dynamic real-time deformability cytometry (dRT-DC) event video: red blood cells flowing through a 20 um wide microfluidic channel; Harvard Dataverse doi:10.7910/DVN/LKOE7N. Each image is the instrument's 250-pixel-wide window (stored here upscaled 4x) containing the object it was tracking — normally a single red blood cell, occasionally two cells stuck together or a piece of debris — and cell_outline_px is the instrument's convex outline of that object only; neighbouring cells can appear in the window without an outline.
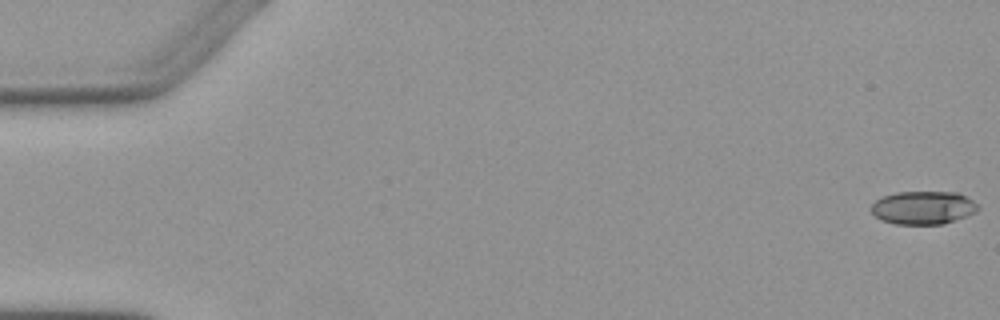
{"species": "Egyptian fruit bat (a non-hibernating species)", "species_latin": "Rousettus aegyptiacus", "temperature_condition": "warm", "stored_images_in_passage": 5, "camera_frame_rate_fps": 3000, "um_per_image_px": 0.085, "animal": {"sex": "female"}, "frame": {"image": 1, "passage_image": 1, "time_ms": 0.0, "image_size_px": [1000, 320], "cell_outline_px": [[980, 208], [976, 212], [944, 224], [896, 224], [880, 220], [868, 208], [876, 200], [884, 196], [896, 192], [956, 192], [972, 200]], "centroid_in_image_um": [78.44, 17.66], "position_along_channel_um": 6.6, "area_um2": 20.63}}
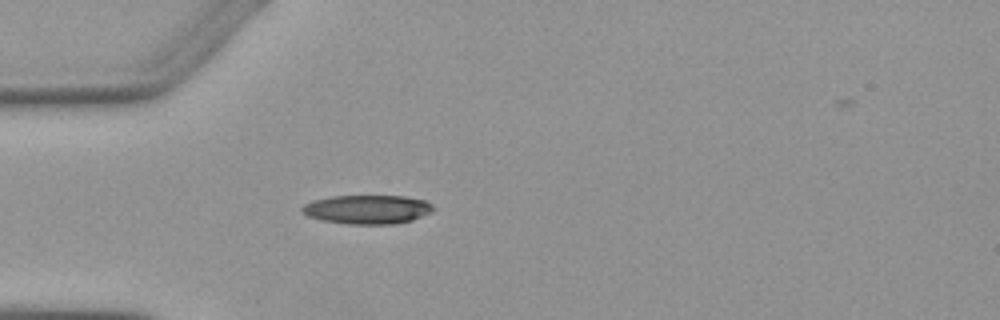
{"frame": {"image": 2, "passage_image": 4, "time_ms": 5.0, "image_size_px": [1000, 320], "cell_outline_px": [[436, 208], [432, 212], [412, 220], [392, 224], [348, 224], [320, 220], [308, 216], [300, 212], [300, 208], [304, 204], [312, 200], [332, 196], [404, 196], [424, 200], [432, 204]], "centroid_in_image_um": [31.2, 17.8], "position_along_channel_um": 53.8, "area_um2": 22.31}}